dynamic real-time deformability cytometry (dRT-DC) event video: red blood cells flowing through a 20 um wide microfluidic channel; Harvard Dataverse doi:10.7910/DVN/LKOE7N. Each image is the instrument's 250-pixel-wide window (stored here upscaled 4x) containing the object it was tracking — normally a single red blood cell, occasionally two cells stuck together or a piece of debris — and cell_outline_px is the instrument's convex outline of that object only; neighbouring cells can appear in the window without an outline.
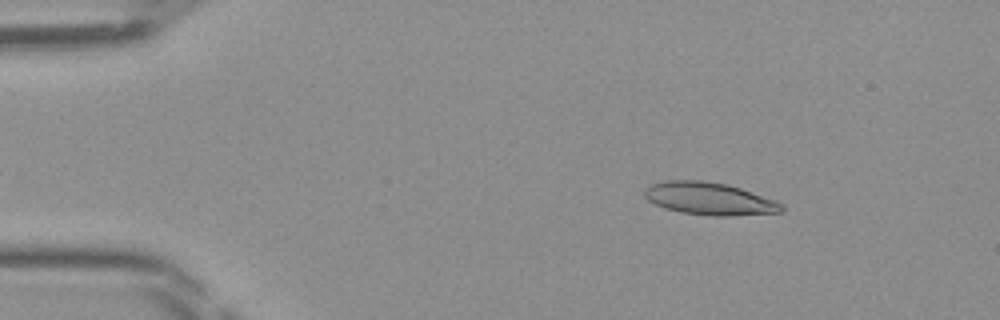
{"species": "Egyptian fruit bat (a non-hibernating species)", "species_latin": "Rousettus aegyptiacus", "temperature_condition": "room temperature", "stored_images_in_passage": 46, "camera_frame_rate_fps": 3000, "um_per_image_px": 0.085, "frame": {"image": 1, "passage_image": 6, "time_ms": 1.667, "image_size_px": [1000, 320], "cell_outline_px": [[784, 212], [732, 216], [712, 216], [680, 212], [664, 208], [648, 200], [644, 196], [644, 188], [652, 184], [664, 180], [700, 180], [724, 184], [740, 188], [776, 200], [784, 204]], "centroid_in_image_um": [60.31, 16.89], "position_along_channel_um": 24.7, "area_um2": 26.13}}
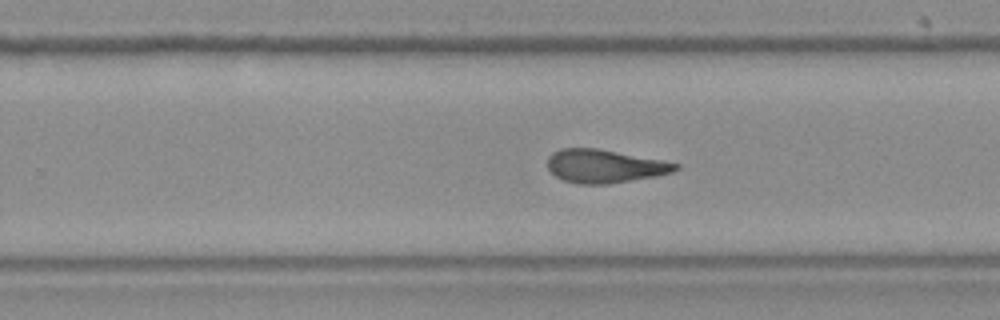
{"frame": {"image": 2, "passage_image": 29, "time_ms": 9.333, "image_size_px": [1000, 320], "cell_outline_px": [[680, 168], [672, 172], [656, 176], [608, 184], [576, 184], [564, 180], [556, 176], [548, 168], [548, 156], [552, 152], [560, 148], [596, 148], [660, 160], [680, 164]], "centroid_in_image_um": [51.37, 14.12], "position_along_channel_um": 278.4, "area_um2": 24.68}}
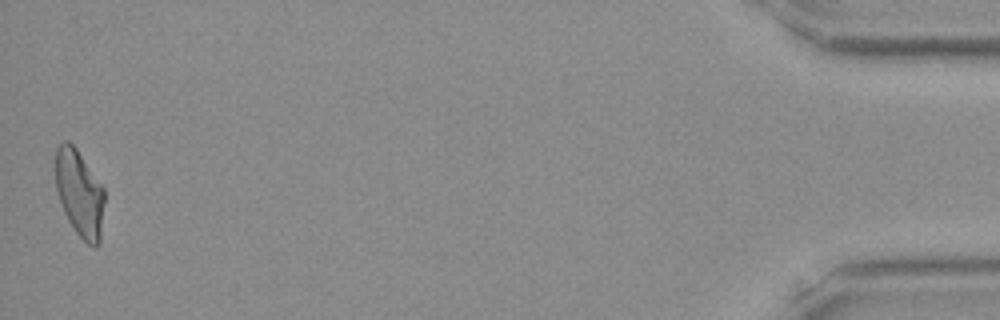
{"frame": {"image": 3, "passage_image": 46, "time_ms": 15.0, "image_size_px": [1000, 320], "cell_outline_px": [[104, 200], [100, 244], [96, 248], [88, 244], [76, 232], [68, 220], [64, 212], [56, 188], [56, 148], [64, 140], [68, 140], [76, 148], [104, 188]], "centroid_in_image_um": [6.77, 16.44], "position_along_channel_um": 428.4, "area_um2": 24.57}}